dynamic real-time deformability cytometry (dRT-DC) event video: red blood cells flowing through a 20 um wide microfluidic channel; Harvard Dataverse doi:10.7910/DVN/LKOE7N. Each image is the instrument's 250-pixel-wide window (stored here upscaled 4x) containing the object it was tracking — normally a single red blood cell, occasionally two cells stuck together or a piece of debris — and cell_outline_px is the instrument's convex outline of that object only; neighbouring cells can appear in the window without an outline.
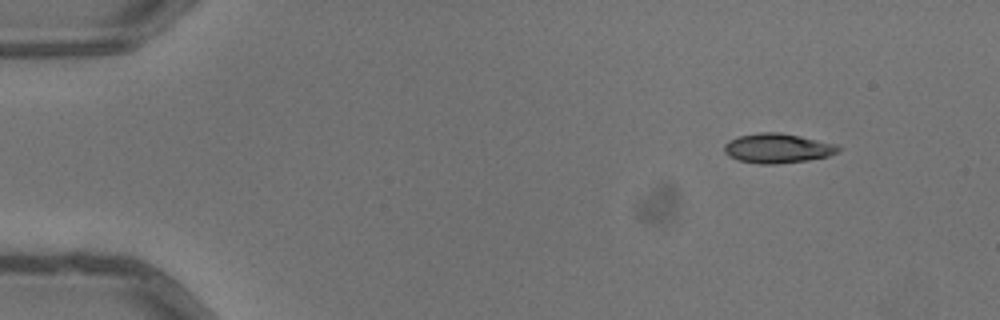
{"species": "common noctule bat (a hibernating species)", "species_latin": "Nyctalus noctula", "temperature_condition": "warm", "stored_images_in_passage": 6, "camera_frame_rate_fps": 3000, "um_per_image_px": 0.085, "animal": {"sex": "male", "body_mass_g": 13.3}, "frame": {"image": 1, "passage_image": 1, "time_ms": 0.0, "image_size_px": [1000, 320], "cell_outline_px": [[840, 152], [828, 156], [808, 160], [776, 164], [760, 164], [740, 160], [728, 156], [724, 152], [724, 144], [728, 140], [740, 136], [760, 132], [780, 132], [840, 144]], "centroid_in_image_um": [66.13, 12.6], "position_along_channel_um": 18.9, "area_um2": 19.83}}
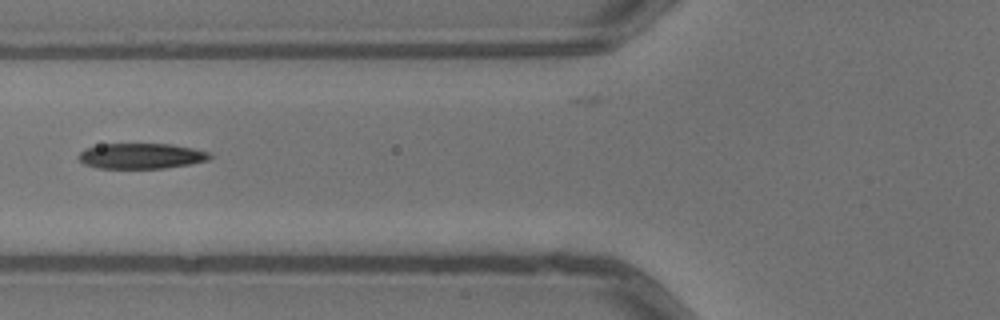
{"frame": {"image": 2, "passage_image": 5, "time_ms": 1.333, "image_size_px": [1000, 320], "cell_outline_px": [[212, 156], [208, 160], [188, 164], [164, 168], [96, 168], [84, 164], [76, 156], [84, 148], [100, 144], [172, 144], [212, 152]], "centroid_in_image_um": [11.98, 13.25], "position_along_channel_um": 113.8, "area_um2": 19.59}}
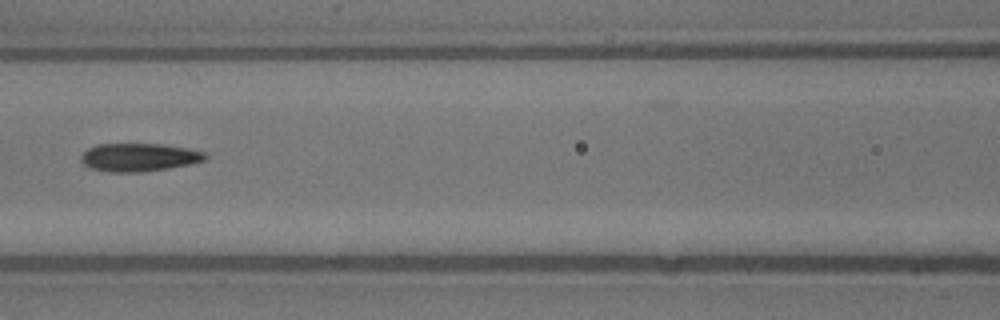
{"frame": {"image": 3, "passage_image": 6, "time_ms": 1.667, "image_size_px": [1000, 320], "cell_outline_px": [[208, 156], [204, 160], [188, 164], [168, 168], [140, 172], [108, 172], [88, 168], [80, 160], [80, 156], [88, 148], [96, 144], [164, 144], [188, 148], [204, 152]], "centroid_in_image_um": [11.77, 13.37], "position_along_channel_um": 154.8, "area_um2": 20.4}}